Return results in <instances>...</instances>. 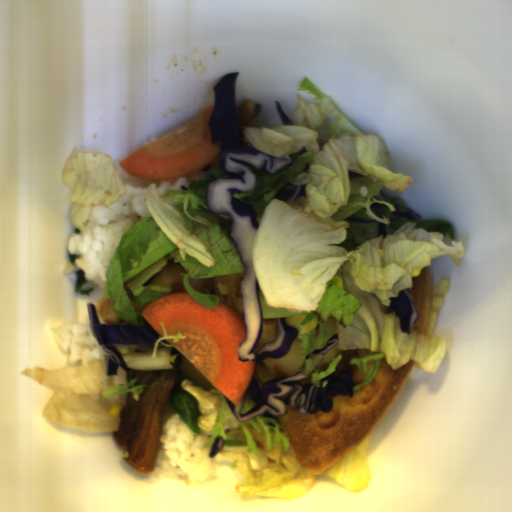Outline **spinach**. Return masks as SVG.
I'll list each match as a JSON object with an SVG mask.
<instances>
[{"label":"spinach","instance_id":"1","mask_svg":"<svg viewBox=\"0 0 512 512\" xmlns=\"http://www.w3.org/2000/svg\"><path fill=\"white\" fill-rule=\"evenodd\" d=\"M185 379L178 375L177 383L169 392V406L174 409L187 426L196 434H201L196 420L200 416V402L186 389H182Z\"/></svg>","mask_w":512,"mask_h":512}]
</instances>
